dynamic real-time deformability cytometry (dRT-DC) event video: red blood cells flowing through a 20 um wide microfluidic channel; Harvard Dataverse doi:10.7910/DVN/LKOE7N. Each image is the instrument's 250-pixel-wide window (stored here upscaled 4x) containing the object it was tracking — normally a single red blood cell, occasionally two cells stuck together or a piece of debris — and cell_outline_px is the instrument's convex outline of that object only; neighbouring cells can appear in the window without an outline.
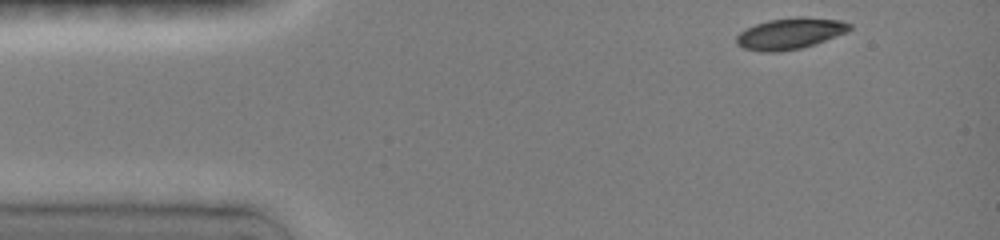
{"species": "common noctule bat (a hibernating species)", "species_latin": "Nyctalus noctula", "temperature_condition": "room temperature", "stored_images_in_passage": 12, "camera_frame_rate_fps": 3000, "um_per_image_px": 0.085, "animal": {"sex": "female", "body_mass_g": 19.0, "forearm_length_mm": 51.5}, "frame": {"image": 1, "passage_image": 1, "time_ms": 0.0, "image_size_px": [1000, 240], "cell_outline_px": [[852, 28], [848, 32], [816, 44], [800, 48], [780, 52], [760, 52], [744, 48], [736, 44], [736, 36], [740, 32], [756, 24], [768, 20], [800, 16], [840, 20], [852, 24]], "centroid_in_image_um": [67.18, 2.85], "position_along_channel_um": 17.8, "area_um2": 20.75}}
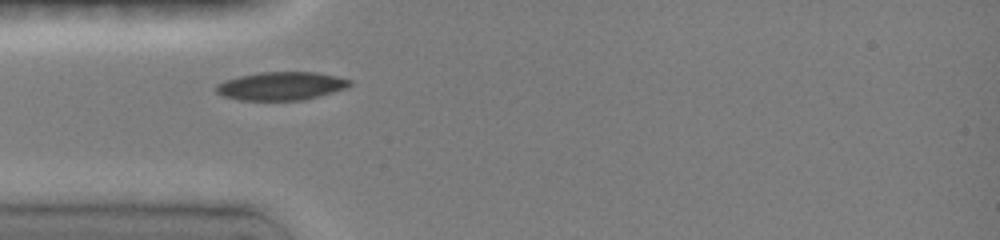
{"frame": {"image": 2, "passage_image": 10, "time_ms": 3.0, "image_size_px": [1000, 240], "cell_outline_px": [[352, 84], [344, 88], [332, 92], [304, 100], [240, 100], [224, 96], [216, 92], [216, 84], [224, 80], [240, 76], [260, 72], [316, 72], [352, 80]], "centroid_in_image_um": [23.87, 7.31], "position_along_channel_um": 61.1, "area_um2": 21.85}}
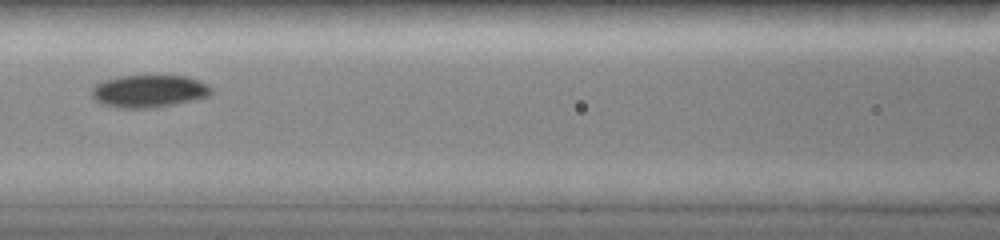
{"frame": {"image": 3, "passage_image": 12, "time_ms": 5.333, "image_size_px": [1000, 240], "cell_outline_px": [[212, 92], [208, 96], [192, 100], [172, 104], [148, 108], [116, 108], [104, 104], [96, 100], [92, 96], [92, 88], [96, 84], [104, 80], [120, 76], [184, 76], [196, 80], [204, 84]], "centroid_in_image_um": [12.59, 7.75], "position_along_channel_um": 154.0, "area_um2": 22.08}}